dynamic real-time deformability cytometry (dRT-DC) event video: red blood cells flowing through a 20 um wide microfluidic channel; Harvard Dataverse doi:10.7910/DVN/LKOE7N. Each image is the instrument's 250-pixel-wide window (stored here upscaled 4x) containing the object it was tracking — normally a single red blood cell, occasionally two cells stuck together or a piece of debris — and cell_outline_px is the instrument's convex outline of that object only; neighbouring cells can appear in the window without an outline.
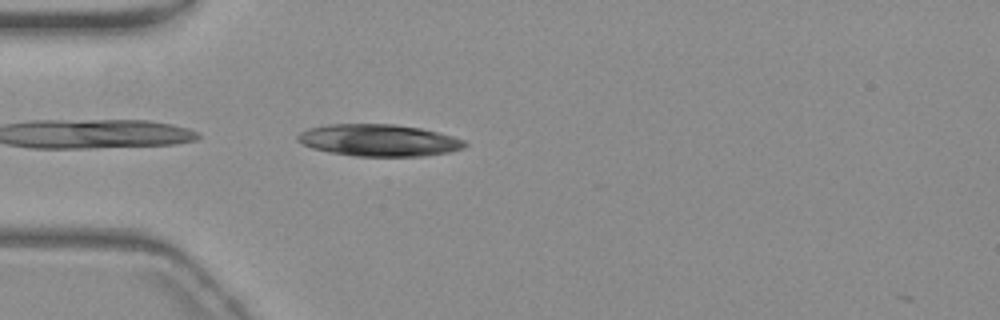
{"species": "common noctule bat (a hibernating species)", "species_latin": "Nyctalus noctula", "temperature_condition": "warm", "stored_images_in_passage": 2, "camera_frame_rate_fps": 3000, "um_per_image_px": 0.085, "animal": {"sex": "female", "body_mass_g": 19.3, "forearm_length_mm": 54.1}, "frame": {"image": 1, "passage_image": 1, "time_ms": 0.0, "image_size_px": [1000, 320], "cell_outline_px": [[468, 144], [464, 148], [448, 152], [424, 156], [356, 156], [332, 152], [312, 148], [296, 140], [296, 136], [300, 132], [308, 128], [328, 124], [396, 124], [420, 128], [452, 136], [464, 140]], "centroid_in_image_um": [32.2, 11.92], "position_along_channel_um": 52.8, "area_um2": 30.98}}